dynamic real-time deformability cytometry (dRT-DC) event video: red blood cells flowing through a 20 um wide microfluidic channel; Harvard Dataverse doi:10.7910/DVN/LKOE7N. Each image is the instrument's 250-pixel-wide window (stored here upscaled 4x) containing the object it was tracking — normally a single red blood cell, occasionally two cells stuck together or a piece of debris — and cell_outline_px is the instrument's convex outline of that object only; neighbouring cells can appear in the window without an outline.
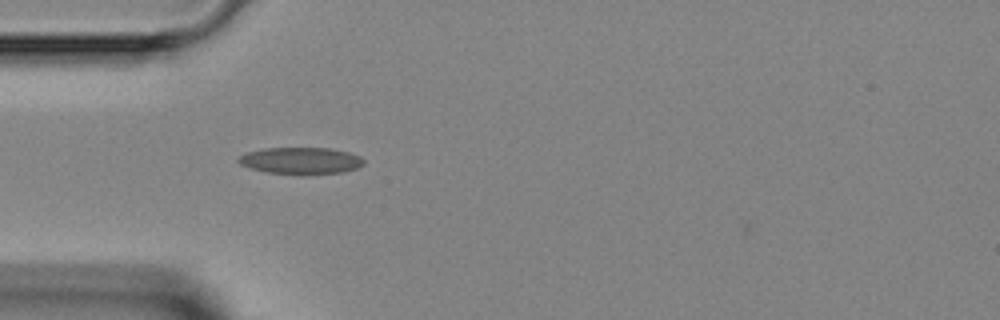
{"species": "Egyptian fruit bat (a non-hibernating species)", "species_latin": "Rousettus aegyptiacus", "temperature_condition": "room temperature", "stored_images_in_passage": 1, "camera_frame_rate_fps": 3000, "um_per_image_px": 0.085, "animal": {"sex": "female"}, "frame": {"image": 1, "passage_image": 1, "time_ms": 0.0, "image_size_px": [1000, 320], "cell_outline_px": [[364, 164], [356, 168], [344, 172], [304, 176], [300, 176], [268, 172], [248, 168], [240, 164], [236, 160], [240, 156], [248, 152], [264, 148], [328, 148], [348, 152], [360, 156], [364, 160]], "centroid_in_image_um": [25.57, 13.68], "position_along_channel_um": 59.4, "area_um2": 19.94}}